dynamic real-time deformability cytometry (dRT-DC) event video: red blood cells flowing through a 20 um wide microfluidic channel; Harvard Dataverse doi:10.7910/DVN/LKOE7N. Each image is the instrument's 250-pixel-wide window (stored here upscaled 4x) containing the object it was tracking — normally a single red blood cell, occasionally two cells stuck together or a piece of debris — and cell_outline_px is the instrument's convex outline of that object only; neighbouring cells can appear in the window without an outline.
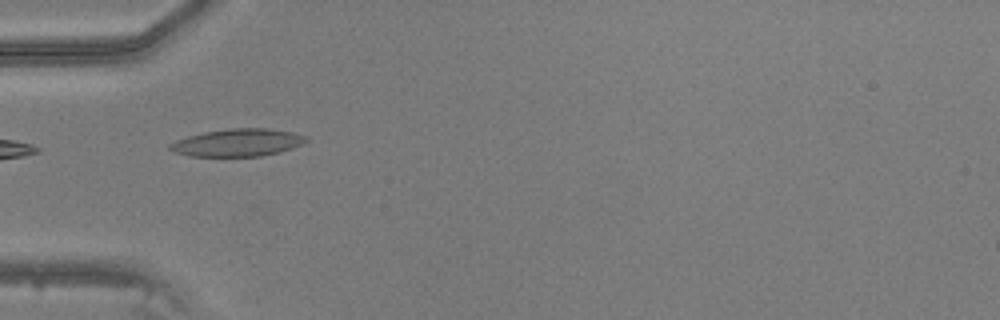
{"species": "common noctule bat (a hibernating species)", "species_latin": "Nyctalus noctula", "temperature_condition": "warm", "stored_images_in_passage": 13, "camera_frame_rate_fps": 3000, "um_per_image_px": 0.085, "animal": {"sex": "male", "body_mass_g": 20.5, "forearm_length_mm": 52.5}, "frame": {"image": 1, "passage_image": 1, "time_ms": 0.0, "image_size_px": [1000, 320], "cell_outline_px": [[308, 140], [292, 148], [280, 152], [260, 156], [188, 156], [172, 152], [168, 148], [168, 144], [176, 140], [188, 136], [204, 132], [232, 128], [268, 128], [292, 132], [308, 136]], "centroid_in_image_um": [20.17, 12.12], "position_along_channel_um": 64.8, "area_um2": 21.91}}
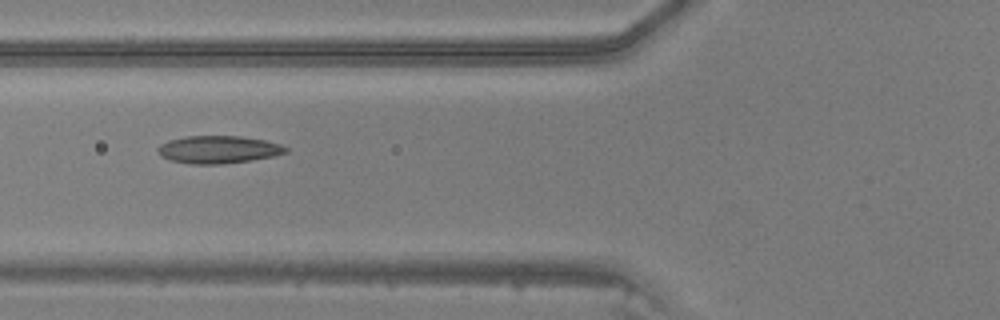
{"frame": {"image": 2, "passage_image": 4, "time_ms": 1.0, "image_size_px": [1000, 320], "cell_outline_px": [[288, 152], [272, 156], [248, 160], [220, 164], [192, 164], [172, 160], [160, 156], [156, 148], [160, 144], [168, 140], [188, 136], [240, 136], [264, 140], [280, 144], [288, 148]], "centroid_in_image_um": [18.53, 12.7], "position_along_channel_um": 107.3, "area_um2": 20.4}}
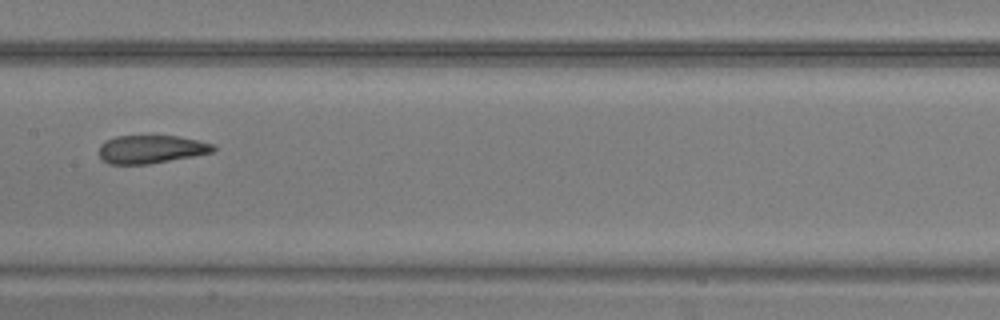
{"frame": {"image": 3, "passage_image": 10, "time_ms": 3.0, "image_size_px": [1000, 320], "cell_outline_px": [[216, 148], [212, 152], [196, 156], [148, 164], [108, 164], [100, 156], [100, 144], [104, 140], [116, 136], [176, 136], [196, 140], [212, 144]], "centroid_in_image_um": [12.82, 12.69], "position_along_channel_um": 194.6, "area_um2": 18.67}}